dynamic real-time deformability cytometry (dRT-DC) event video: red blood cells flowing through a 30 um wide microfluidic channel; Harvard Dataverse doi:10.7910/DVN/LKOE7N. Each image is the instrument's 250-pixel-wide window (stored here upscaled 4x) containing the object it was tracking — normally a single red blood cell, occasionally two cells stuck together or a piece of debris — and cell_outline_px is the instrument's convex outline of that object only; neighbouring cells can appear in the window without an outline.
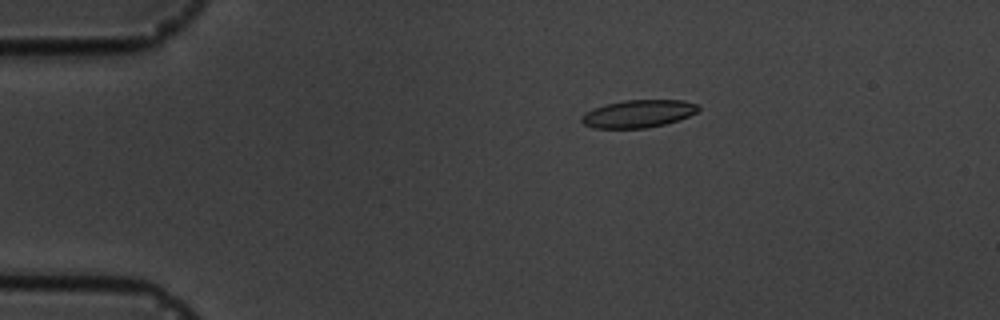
{"species": "common noctule bat (a hibernating species)", "species_latin": "Nyctalus noctula", "temperature_condition": "cold", "stored_images_in_passage": 4, "camera_frame_rate_fps": 3000, "um_per_image_px": 0.085, "animal": {"sex": "male", "body_mass_g": 19.5, "forearm_length_mm": 54.6}, "frame": {"image": 1, "passage_image": 3, "time_ms": 3.333, "image_size_px": [1000, 320], "cell_outline_px": [[700, 108], [696, 112], [688, 116], [664, 124], [644, 128], [592, 128], [584, 124], [580, 120], [580, 116], [584, 112], [592, 108], [604, 104], [624, 100], [684, 100], [700, 104]], "centroid_in_image_um": [54.21, 9.65], "position_along_channel_um": 30.8, "area_um2": 18.96}}